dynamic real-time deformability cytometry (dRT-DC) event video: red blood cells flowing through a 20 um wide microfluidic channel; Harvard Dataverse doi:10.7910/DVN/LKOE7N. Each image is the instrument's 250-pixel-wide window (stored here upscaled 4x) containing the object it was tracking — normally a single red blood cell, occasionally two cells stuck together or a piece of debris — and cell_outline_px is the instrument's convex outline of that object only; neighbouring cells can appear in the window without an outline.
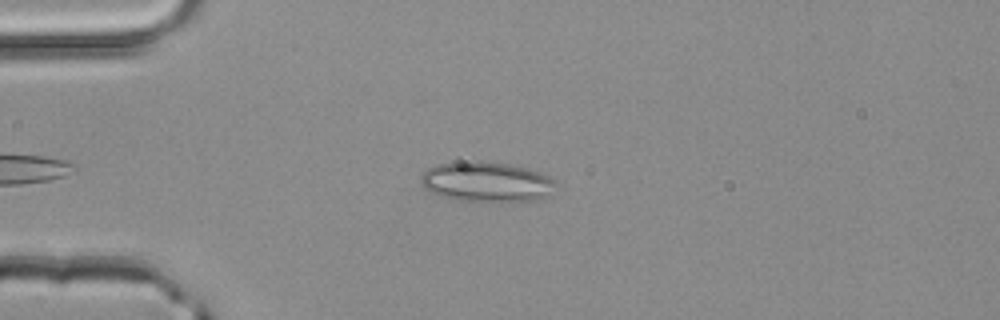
{"species": "common noctule bat (a hibernating species)", "species_latin": "Nyctalus noctula", "temperature_condition": "room temperature", "stored_images_in_passage": 41, "camera_frame_rate_fps": 3000, "um_per_image_px": 0.085, "animal": {"sex": "male", "body_mass_g": 20.4}, "frame": {"image": 1, "passage_image": 8, "time_ms": 2.333, "image_size_px": [1000, 320], "cell_outline_px": [[556, 184], [552, 196], [536, 200], [460, 200], [444, 196], [432, 192], [424, 188], [420, 180], [420, 176], [428, 168], [440, 164], [476, 160], [508, 164], [528, 168], [540, 172], [556, 180]], "centroid_in_image_um": [41.41, 15.44], "position_along_channel_um": 43.6, "area_um2": 31.21}}
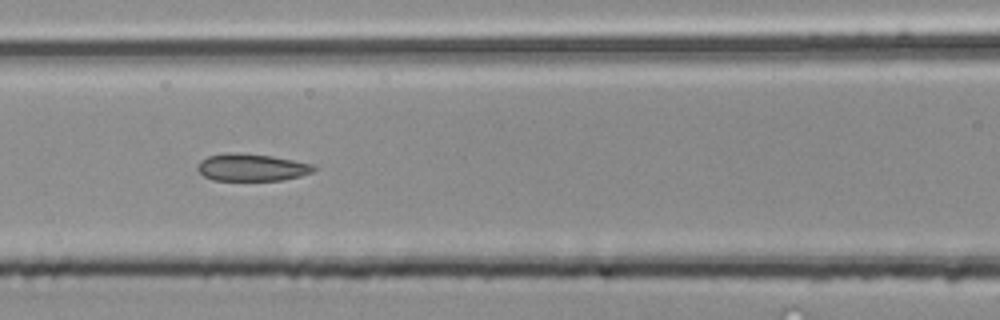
{"frame": {"image": 2, "passage_image": 17, "time_ms": 5.333, "image_size_px": [1000, 320], "cell_outline_px": [[316, 168], [312, 172], [300, 176], [280, 180], [212, 180], [204, 176], [196, 168], [200, 160], [208, 156], [228, 152], [272, 156], [312, 164]], "centroid_in_image_um": [21.36, 14.23], "position_along_channel_um": 145.2, "area_um2": 18.26}}
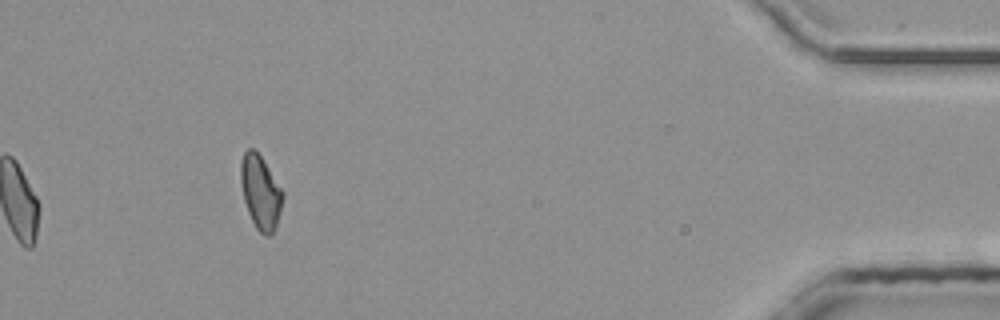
{"frame": {"image": 3, "passage_image": 41, "time_ms": 13.333, "image_size_px": [1000, 320], "cell_outline_px": [[284, 196], [280, 212], [272, 236], [264, 236], [256, 228], [248, 212], [244, 200], [240, 180], [240, 164], [244, 152], [248, 148], [252, 148], [260, 156], [284, 192]], "centroid_in_image_um": [22.14, 16.36], "position_along_channel_um": 413.1, "area_um2": 17.92}, "authors_computed_cell_mechanics": {"area_um2": 18.7272, "velocity_mm_per_s": 4.1815, "shape_relaxation_time_tau1_ms": null, "shape_relaxation_time_tau2_ms": 3.2647, "deformation_change_tau1": null, "deformation_change_tau2": 0.1077}}